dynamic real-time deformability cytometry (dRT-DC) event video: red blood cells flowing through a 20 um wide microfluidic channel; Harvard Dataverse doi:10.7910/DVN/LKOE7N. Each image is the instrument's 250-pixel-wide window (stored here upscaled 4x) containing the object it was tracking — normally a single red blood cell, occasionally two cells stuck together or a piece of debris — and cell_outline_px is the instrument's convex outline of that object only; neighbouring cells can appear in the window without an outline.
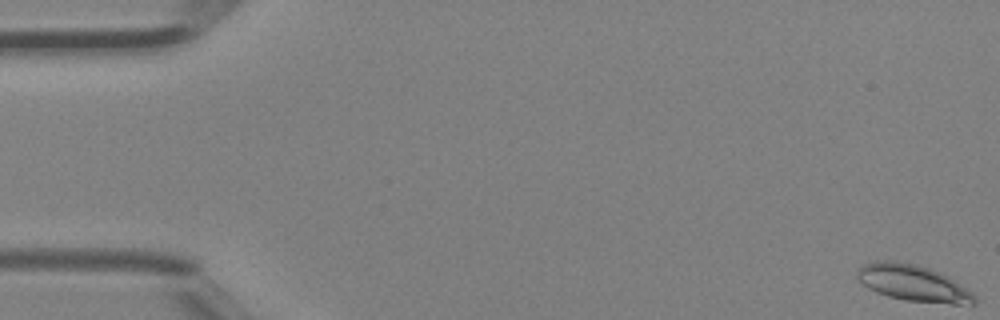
{"species": "Egyptian fruit bat (a non-hibernating species)", "species_latin": "Rousettus aegyptiacus", "temperature_condition": "room temperature", "stored_images_in_passage": 6, "camera_frame_rate_fps": 3000, "um_per_image_px": 0.085, "animal": {"sex": "female"}, "frame": {"image": 1, "passage_image": 1, "time_ms": 0.0, "image_size_px": [1000, 320], "cell_outline_px": [[976, 304], [952, 304], [904, 300], [888, 296], [876, 292], [868, 288], [856, 276], [856, 272], [864, 264], [880, 260], [896, 260], [916, 264], [940, 272], [948, 276], [972, 292], [976, 296]], "centroid_in_image_um": [77.63, 24.06], "position_along_channel_um": 7.4, "area_um2": 24.85}}